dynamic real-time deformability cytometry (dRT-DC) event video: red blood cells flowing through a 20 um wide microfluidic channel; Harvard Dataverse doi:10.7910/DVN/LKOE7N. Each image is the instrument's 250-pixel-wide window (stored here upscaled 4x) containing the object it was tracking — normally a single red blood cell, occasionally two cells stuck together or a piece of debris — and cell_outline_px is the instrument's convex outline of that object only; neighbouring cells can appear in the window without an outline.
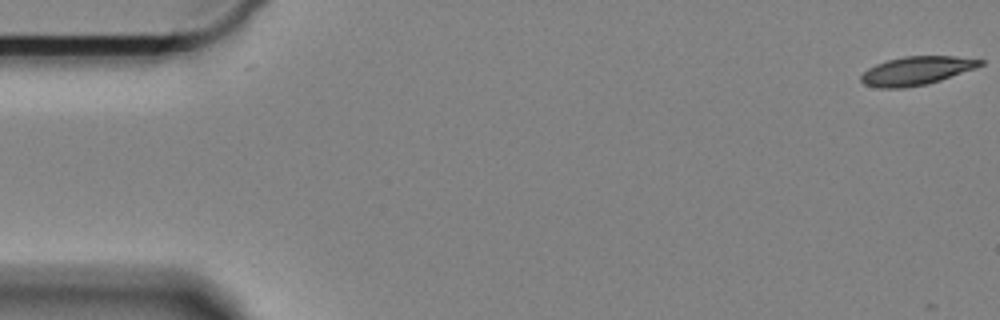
{"species": "Egyptian fruit bat (a non-hibernating species)", "species_latin": "Rousettus aegyptiacus", "temperature_condition": "cold", "stored_images_in_passage": 15, "camera_frame_rate_fps": 3000, "um_per_image_px": 0.085, "animal": {"sex": "female"}, "frame": {"image": 1, "passage_image": 1, "time_ms": 0.0, "image_size_px": [1000, 320], "cell_outline_px": [[984, 64], [976, 68], [940, 80], [924, 84], [904, 88], [880, 88], [864, 84], [860, 80], [860, 76], [868, 68], [876, 64], [888, 60], [904, 56], [956, 56], [984, 60]], "centroid_in_image_um": [77.9, 6.0], "position_along_channel_um": 7.1, "area_um2": 19.71}}
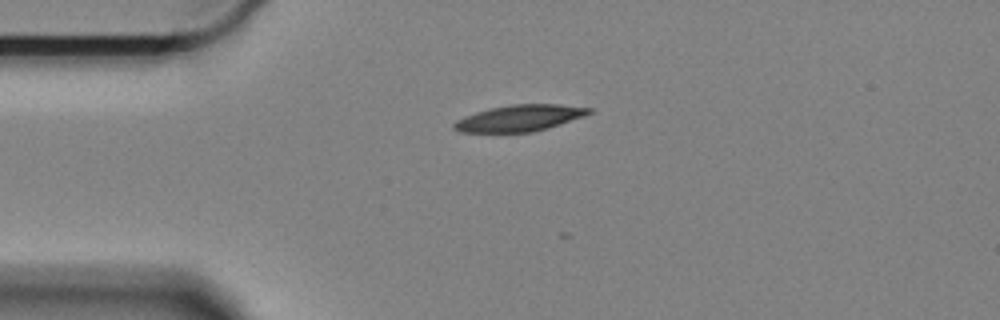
{"frame": {"image": 2, "passage_image": 14, "time_ms": 4.333, "image_size_px": [1000, 320], "cell_outline_px": [[592, 112], [584, 116], [548, 128], [532, 132], [460, 132], [452, 128], [452, 124], [456, 120], [464, 116], [476, 112], [492, 108], [512, 104], [560, 104], [592, 108]], "centroid_in_image_um": [44.16, 10.04], "position_along_channel_um": 40.8, "area_um2": 20.69}}